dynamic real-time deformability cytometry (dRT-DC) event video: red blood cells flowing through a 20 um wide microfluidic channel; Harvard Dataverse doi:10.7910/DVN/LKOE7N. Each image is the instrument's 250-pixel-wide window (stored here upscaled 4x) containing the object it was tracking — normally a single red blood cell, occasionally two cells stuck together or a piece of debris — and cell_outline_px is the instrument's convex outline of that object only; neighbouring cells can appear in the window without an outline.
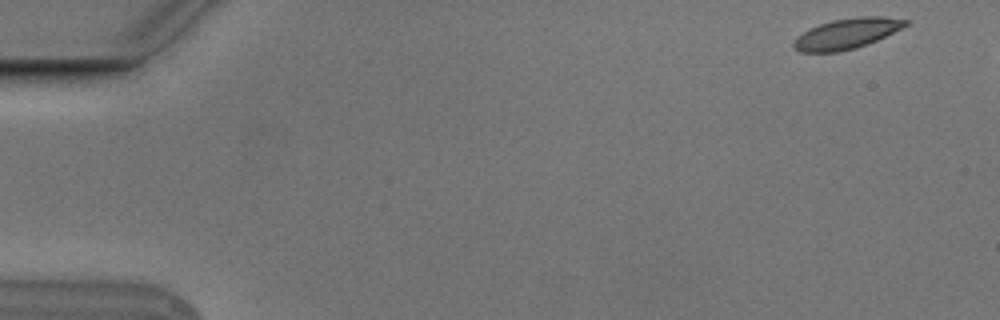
{"species": "Egyptian fruit bat (a non-hibernating species)", "species_latin": "Rousettus aegyptiacus", "temperature_condition": "cold", "stored_images_in_passage": 7, "camera_frame_rate_fps": 3000, "um_per_image_px": 0.085, "animal": {"sex": "male"}, "frame": {"image": 1, "passage_image": 1, "time_ms": 0.0, "image_size_px": [1000, 320], "cell_outline_px": [[912, 20], [908, 24], [876, 40], [856, 48], [840, 52], [800, 52], [792, 48], [792, 44], [796, 36], [808, 28], [832, 20], [856, 16], [880, 16]], "centroid_in_image_um": [71.92, 2.85], "position_along_channel_um": 13.1, "area_um2": 19.94}}